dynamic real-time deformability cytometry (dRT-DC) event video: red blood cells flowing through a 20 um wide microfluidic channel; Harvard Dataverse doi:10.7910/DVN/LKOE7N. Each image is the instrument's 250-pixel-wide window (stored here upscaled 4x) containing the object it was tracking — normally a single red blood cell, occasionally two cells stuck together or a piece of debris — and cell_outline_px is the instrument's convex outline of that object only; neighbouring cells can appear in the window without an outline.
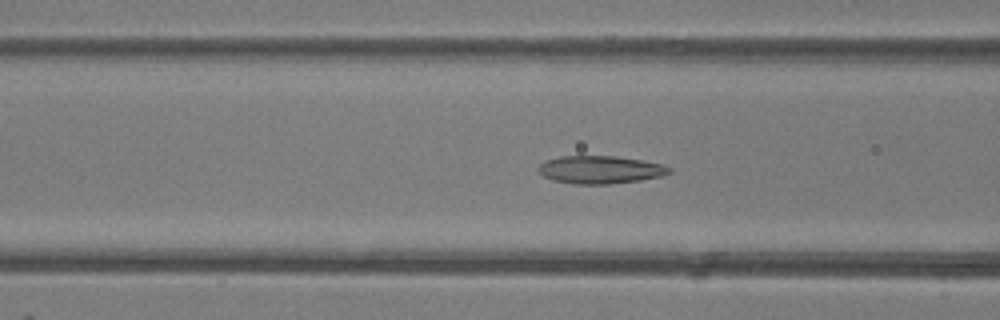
{"species": "common noctule bat (a hibernating species)", "species_latin": "Nyctalus noctula", "temperature_condition": "room temperature", "stored_images_in_passage": 45, "camera_frame_rate_fps": 3000, "um_per_image_px": 0.085, "animal": {"sex": "female"}, "frame": {"image": 1, "passage_image": 15, "time_ms": 4.667, "image_size_px": [1000, 320], "cell_outline_px": [[672, 172], [664, 176], [640, 180], [608, 184], [572, 184], [552, 180], [544, 176], [536, 168], [540, 164], [548, 160], [560, 156], [616, 156], [644, 160], [664, 164], [672, 168]], "centroid_in_image_um": [51.07, 14.42], "position_along_channel_um": 115.5, "area_um2": 21.44}}
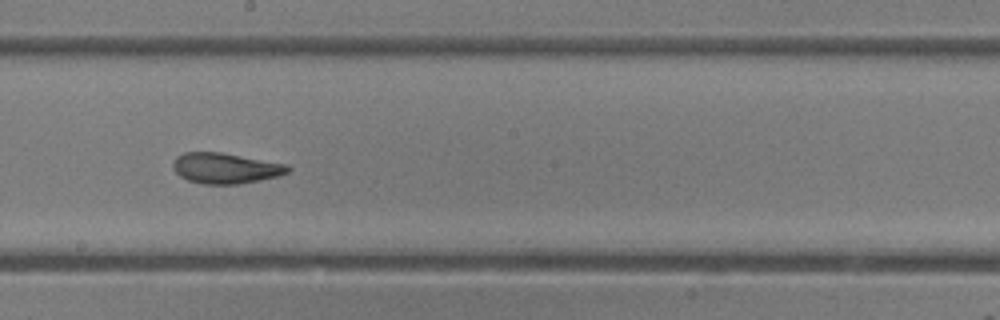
{"frame": {"image": 2, "passage_image": 23, "time_ms": 7.333, "image_size_px": [1000, 320], "cell_outline_px": [[292, 168], [288, 172], [280, 176], [240, 184], [204, 184], [188, 180], [180, 176], [172, 168], [172, 160], [176, 156], [184, 152], [220, 152], [288, 164]], "centroid_in_image_um": [19.17, 14.29], "position_along_channel_um": 229.0, "area_um2": 20.69}}
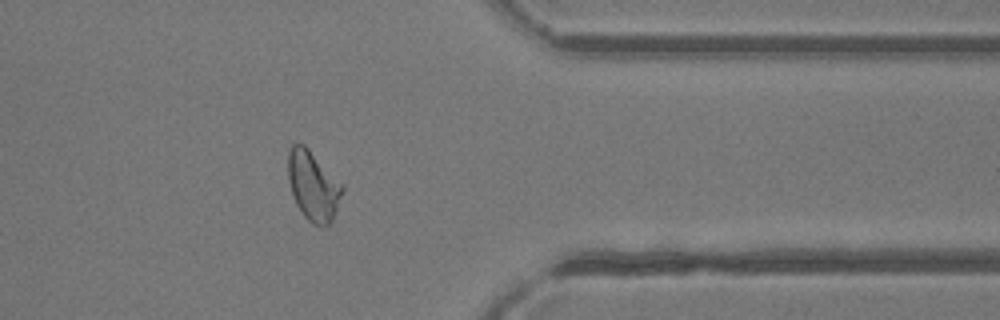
{"frame": {"image": 3, "passage_image": 35, "time_ms": 11.333, "image_size_px": [1000, 320], "cell_outline_px": [[344, 188], [336, 212], [332, 220], [328, 224], [320, 228], [312, 224], [304, 216], [296, 204], [292, 196], [288, 180], [288, 152], [292, 144], [304, 144], [344, 184]], "centroid_in_image_um": [26.62, 15.8], "position_along_channel_um": 384.8, "area_um2": 22.25}}